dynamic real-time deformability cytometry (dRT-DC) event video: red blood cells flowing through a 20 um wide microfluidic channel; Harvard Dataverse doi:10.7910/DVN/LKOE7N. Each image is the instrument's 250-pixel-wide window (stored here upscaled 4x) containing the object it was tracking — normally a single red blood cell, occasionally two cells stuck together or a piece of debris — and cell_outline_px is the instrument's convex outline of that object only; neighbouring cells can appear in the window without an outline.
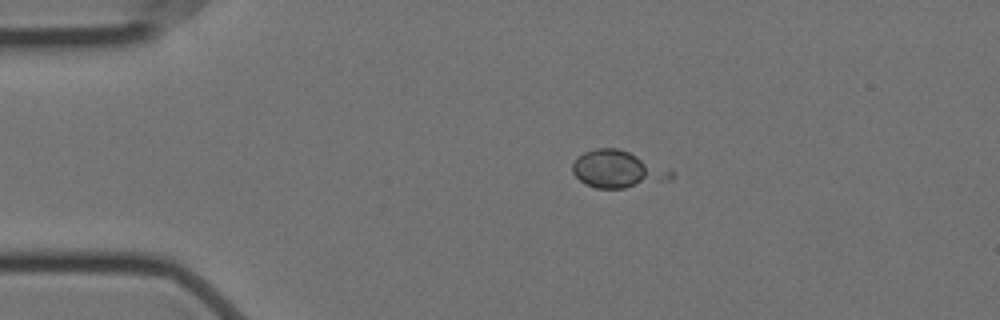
{"species": "Egyptian fruit bat (a non-hibernating species)", "species_latin": "Rousettus aegyptiacus", "temperature_condition": "cold", "stored_images_in_passage": 3, "camera_frame_rate_fps": 3000, "um_per_image_px": 0.085, "animal": {"sex": "female"}, "frame": {"image": 1, "passage_image": 1, "time_ms": 0.0, "image_size_px": [1000, 320], "cell_outline_px": [[676, 176], [672, 180], [624, 188], [596, 188], [584, 184], [572, 172], [572, 164], [584, 152], [596, 148], [616, 148], [628, 152], [672, 168], [676, 172]], "centroid_in_image_um": [52.59, 14.4], "position_along_channel_um": 32.4, "area_um2": 21.68}}